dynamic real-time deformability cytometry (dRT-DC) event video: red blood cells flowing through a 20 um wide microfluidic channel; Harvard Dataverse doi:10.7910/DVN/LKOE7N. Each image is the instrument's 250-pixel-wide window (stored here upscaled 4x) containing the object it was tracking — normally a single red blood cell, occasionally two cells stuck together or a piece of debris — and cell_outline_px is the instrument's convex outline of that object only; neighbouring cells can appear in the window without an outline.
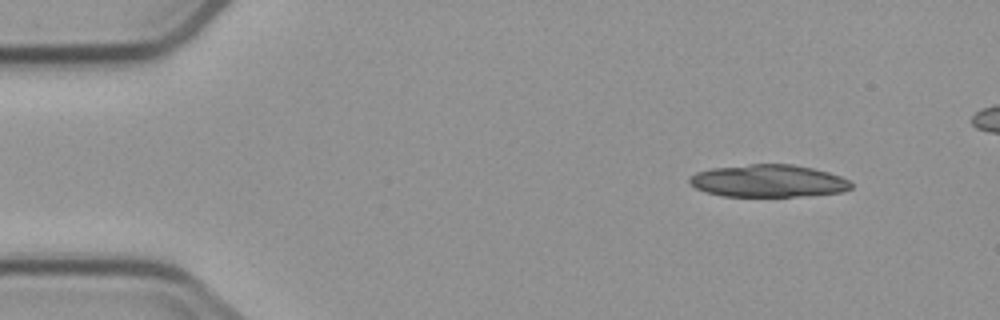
{"species": "common noctule bat (a hibernating species)", "species_latin": "Nyctalus noctula", "temperature_condition": "cold", "stored_images_in_passage": 6, "camera_frame_rate_fps": 3000, "um_per_image_px": 0.085, "animal": {"sex": "male", "body_mass_g": 23.1, "forearm_length_mm": 52.7}, "frame": {"image": 1, "passage_image": 2, "time_ms": 1.333, "image_size_px": [1000, 320], "cell_outline_px": [[852, 188], [840, 192], [800, 196], [724, 196], [708, 192], [696, 188], [688, 180], [696, 172], [712, 168], [748, 164], [792, 164], [812, 168], [828, 172], [840, 176], [848, 180], [852, 184]], "centroid_in_image_um": [65.32, 15.37], "position_along_channel_um": 19.7, "area_um2": 30.29}}